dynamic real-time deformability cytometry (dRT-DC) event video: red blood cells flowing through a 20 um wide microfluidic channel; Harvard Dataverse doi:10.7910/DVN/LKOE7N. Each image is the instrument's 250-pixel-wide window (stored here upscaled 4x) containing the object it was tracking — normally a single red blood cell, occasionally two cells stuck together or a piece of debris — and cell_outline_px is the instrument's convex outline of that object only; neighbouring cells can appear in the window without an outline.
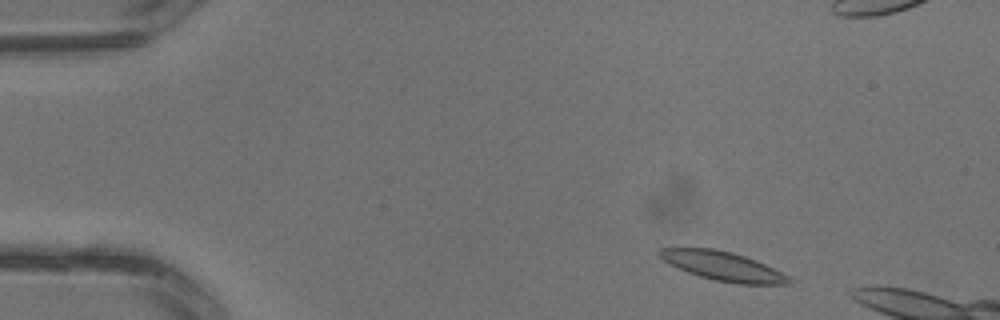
{"species": "common noctule bat (a hibernating species)", "species_latin": "Nyctalus noctula", "temperature_condition": "warm", "stored_images_in_passage": 3, "camera_frame_rate_fps": 3000, "um_per_image_px": 0.085, "animal": {"sex": "male", "body_mass_g": 13.3}, "frame": {"image": 1, "passage_image": 1, "time_ms": 0.0, "image_size_px": [1000, 320], "cell_outline_px": [[796, 280], [792, 284], [736, 284], [716, 280], [700, 276], [688, 272], [664, 260], [656, 252], [660, 248], [712, 248], [732, 252], [756, 260]], "centroid_in_image_um": [61.49, 22.62], "position_along_channel_um": 23.5, "area_um2": 21.68}}